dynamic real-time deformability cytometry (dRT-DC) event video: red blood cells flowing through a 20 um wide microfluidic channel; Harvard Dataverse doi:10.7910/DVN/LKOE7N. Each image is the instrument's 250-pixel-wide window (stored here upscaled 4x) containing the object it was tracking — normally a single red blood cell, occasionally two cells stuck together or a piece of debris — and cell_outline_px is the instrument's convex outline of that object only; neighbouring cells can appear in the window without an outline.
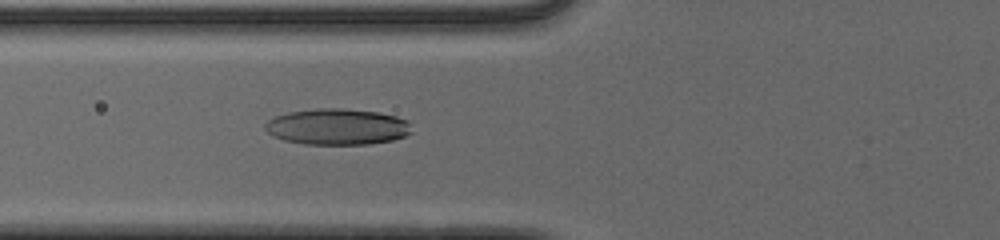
{"species": "human", "species_latin": "Homo sapiens", "temperature_condition": "cold", "stored_images_in_passage": 48, "camera_frame_rate_fps": 3000, "um_per_image_px": 0.085, "donor": {"sex": "male"}, "frame": {"image": 1, "passage_image": 16, "time_ms": 5.0, "image_size_px": [1000, 240], "cell_outline_px": [[412, 132], [404, 136], [392, 140], [368, 144], [304, 144], [284, 140], [272, 136], [264, 128], [264, 124], [272, 116], [288, 112], [316, 108], [344, 108], [380, 112], [396, 116], [408, 120]], "centroid_in_image_um": [28.64, 10.76], "position_along_channel_um": 97.2, "area_um2": 31.15}}
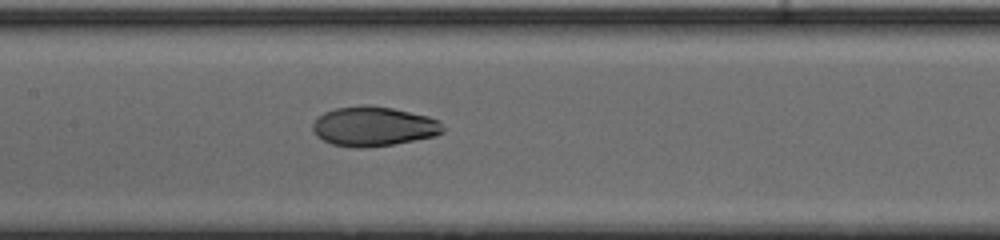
{"frame": {"image": 2, "passage_image": 22, "time_ms": 7.0, "image_size_px": [1000, 240], "cell_outline_px": [[444, 132], [436, 136], [392, 144], [364, 148], [356, 148], [332, 144], [316, 136], [312, 128], [312, 124], [324, 112], [336, 108], [364, 104], [368, 104], [392, 108], [428, 116], [440, 120], [444, 128]], "centroid_in_image_um": [31.77, 10.74], "position_along_channel_um": 175.6, "area_um2": 30.11}}
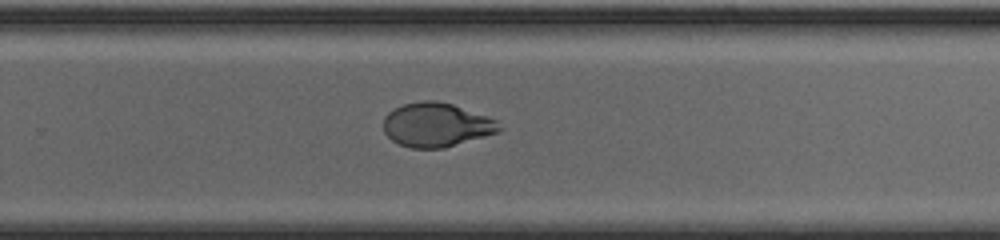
{"frame": {"image": 3, "passage_image": 31, "time_ms": 10.0, "image_size_px": [1000, 240], "cell_outline_px": [[504, 128], [500, 132], [444, 148], [412, 148], [400, 144], [392, 140], [384, 132], [384, 116], [388, 112], [404, 104], [424, 100], [436, 100], [452, 104], [496, 120]], "centroid_in_image_um": [37.1, 10.62], "position_along_channel_um": 292.7, "area_um2": 29.59}, "authors_computed_cell_mechanics": {"area_um2": 30.6051, "velocity_mm_per_s": 3.9177, "shape_relaxation_time_tau1_ms": 8.3236, "shape_relaxation_time_tau2_ms": 1.2896, "deformation_change_tau1": 0.2638, "deformation_change_tau2": 0.0524}}